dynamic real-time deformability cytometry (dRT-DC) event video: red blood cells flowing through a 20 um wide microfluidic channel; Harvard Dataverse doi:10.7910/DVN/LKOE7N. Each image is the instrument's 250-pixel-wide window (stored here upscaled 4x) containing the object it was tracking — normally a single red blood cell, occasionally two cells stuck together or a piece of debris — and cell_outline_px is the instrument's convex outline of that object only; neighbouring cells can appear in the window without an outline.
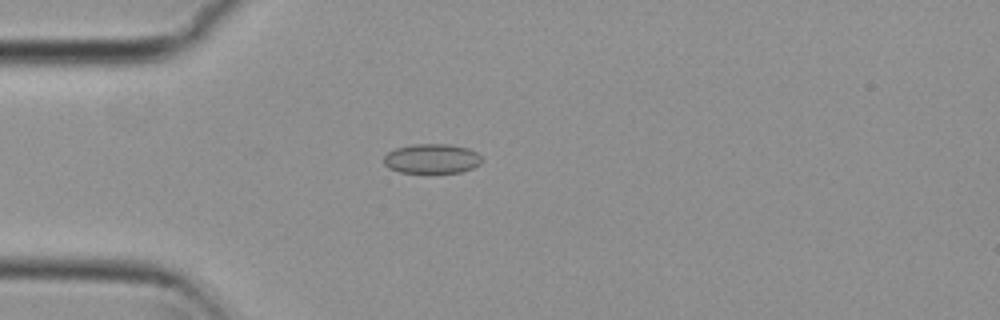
{"species": "common noctule bat (a hibernating species)", "species_latin": "Nyctalus noctula", "temperature_condition": "cold", "stored_images_in_passage": 1, "camera_frame_rate_fps": 3000, "um_per_image_px": 0.085, "animal": {"sex": "female", "body_mass_g": 29.2, "forearm_length_mm": 56.3}, "frame": {"image": 1, "passage_image": 1, "time_ms": 0.0, "image_size_px": [1000, 320], "cell_outline_px": [[480, 164], [472, 168], [460, 172], [400, 172], [388, 168], [384, 164], [384, 156], [388, 152], [396, 148], [412, 144], [448, 144], [468, 148], [476, 152], [480, 156]], "centroid_in_image_um": [36.68, 13.48], "position_along_channel_um": 48.3, "area_um2": 16.76}}